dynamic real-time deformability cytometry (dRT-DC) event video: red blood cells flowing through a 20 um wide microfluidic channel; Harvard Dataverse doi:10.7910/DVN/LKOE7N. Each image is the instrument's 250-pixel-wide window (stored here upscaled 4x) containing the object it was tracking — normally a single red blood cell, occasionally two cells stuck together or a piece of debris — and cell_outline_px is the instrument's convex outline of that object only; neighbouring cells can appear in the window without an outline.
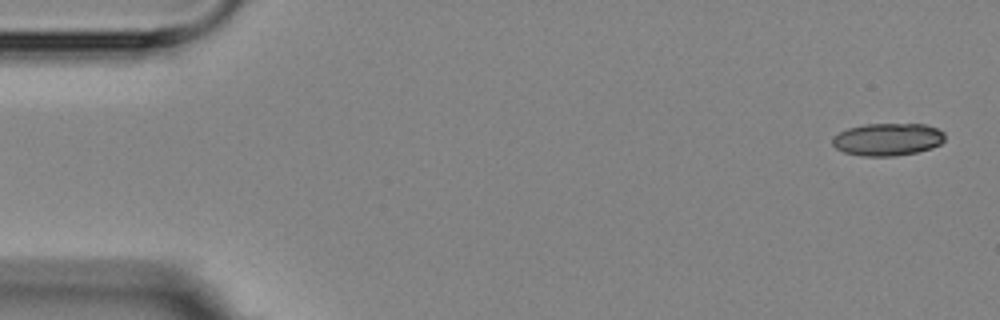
{"species": "Egyptian fruit bat (a non-hibernating species)", "species_latin": "Rousettus aegyptiacus", "temperature_condition": "room temperature", "stored_images_in_passage": 4, "camera_frame_rate_fps": 3000, "um_per_image_px": 0.085, "animal": {"sex": "female"}, "frame": {"image": 1, "passage_image": 4, "time_ms": 4.667, "image_size_px": [1000, 320], "cell_outline_px": [[944, 140], [940, 144], [916, 152], [896, 156], [860, 156], [844, 152], [836, 148], [832, 144], [832, 136], [848, 128], [864, 124], [924, 124], [936, 128], [944, 132]], "centroid_in_image_um": [75.41, 11.84], "position_along_channel_um": 9.6, "area_um2": 21.27}}